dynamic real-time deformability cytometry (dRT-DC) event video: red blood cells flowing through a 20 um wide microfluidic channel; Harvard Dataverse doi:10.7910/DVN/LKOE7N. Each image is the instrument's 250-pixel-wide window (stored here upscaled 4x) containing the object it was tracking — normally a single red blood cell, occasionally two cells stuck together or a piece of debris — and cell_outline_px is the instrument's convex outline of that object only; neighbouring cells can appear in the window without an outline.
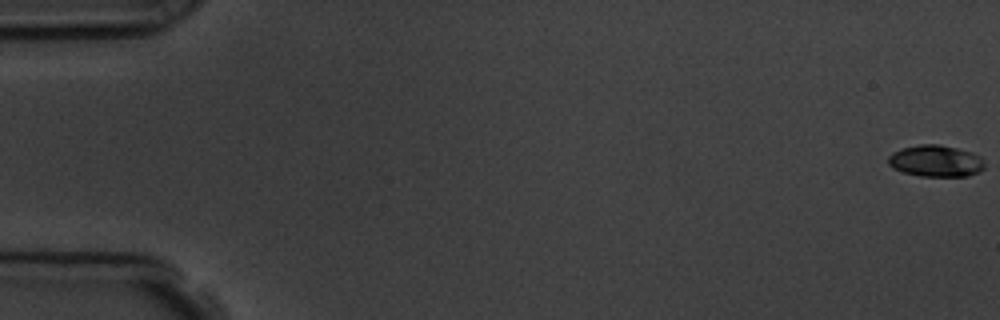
{"species": "common noctule bat (a hibernating species)", "species_latin": "Nyctalus noctula", "temperature_condition": "room temperature", "stored_images_in_passage": 9, "camera_frame_rate_fps": 3000, "um_per_image_px": 0.085, "animal": {"sex": "male", "body_mass_g": 19.5, "forearm_length_mm": 54.6}, "frame": {"image": 1, "passage_image": 1, "time_ms": 0.0, "image_size_px": [1000, 320], "cell_outline_px": [[984, 168], [980, 172], [968, 176], [920, 176], [904, 172], [892, 168], [888, 164], [888, 156], [892, 152], [900, 148], [920, 144], [940, 144], [972, 152], [980, 156], [984, 160]], "centroid_in_image_um": [79.54, 13.68], "position_along_channel_um": 5.5, "area_um2": 17.98}}
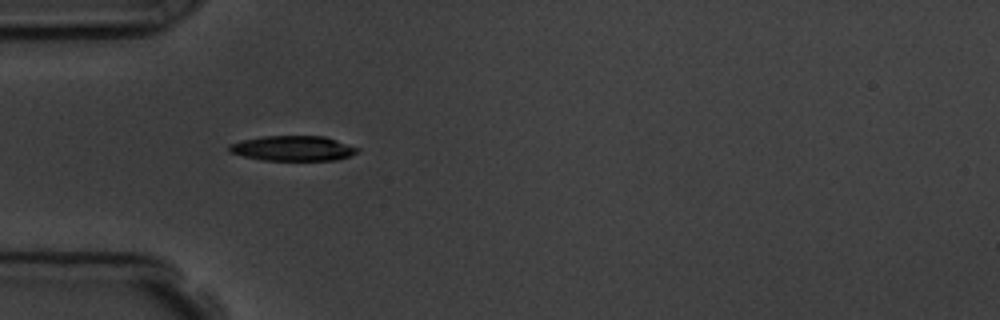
{"frame": {"image": 2, "passage_image": 6, "time_ms": 5.667, "image_size_px": [1000, 320], "cell_outline_px": [[360, 148], [356, 152], [348, 156], [336, 160], [264, 160], [244, 156], [228, 152], [228, 144], [260, 136], [324, 136]], "centroid_in_image_um": [24.87, 12.6], "position_along_channel_um": 60.1, "area_um2": 18.61}}